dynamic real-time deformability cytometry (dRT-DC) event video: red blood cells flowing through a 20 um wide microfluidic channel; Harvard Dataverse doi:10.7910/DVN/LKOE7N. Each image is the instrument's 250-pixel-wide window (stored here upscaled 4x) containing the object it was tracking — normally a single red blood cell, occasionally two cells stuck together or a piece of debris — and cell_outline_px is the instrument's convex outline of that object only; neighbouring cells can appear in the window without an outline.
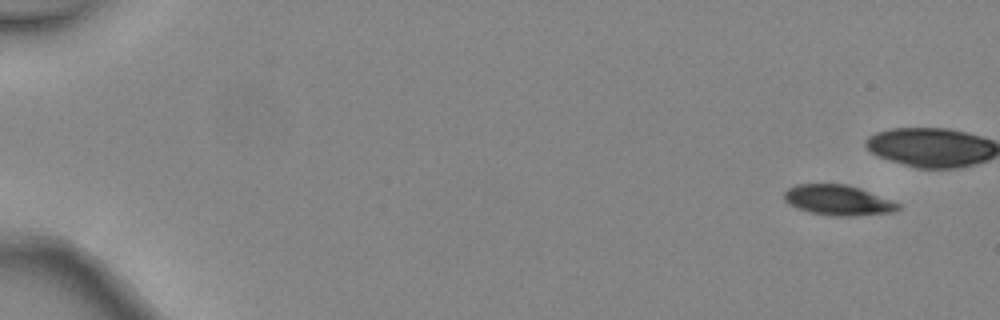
{"species": "common noctule bat (a hibernating species)", "species_latin": "Nyctalus noctula", "temperature_condition": "warm", "stored_images_in_passage": 6, "camera_frame_rate_fps": 3000, "um_per_image_px": 0.085, "animal": {"sex": "female", "body_mass_g": 24.6, "forearm_length_mm": 56.2}, "frame": {"image": 1, "passage_image": 1, "time_ms": 0.0, "image_size_px": [1000, 320], "cell_outline_px": [[900, 208], [892, 212], [852, 216], [832, 216], [808, 212], [788, 204], [784, 200], [784, 192], [788, 188], [796, 184], [848, 184], [860, 188], [900, 204]], "centroid_in_image_um": [71.19, 17.01], "position_along_channel_um": 13.8, "area_um2": 20.06}}